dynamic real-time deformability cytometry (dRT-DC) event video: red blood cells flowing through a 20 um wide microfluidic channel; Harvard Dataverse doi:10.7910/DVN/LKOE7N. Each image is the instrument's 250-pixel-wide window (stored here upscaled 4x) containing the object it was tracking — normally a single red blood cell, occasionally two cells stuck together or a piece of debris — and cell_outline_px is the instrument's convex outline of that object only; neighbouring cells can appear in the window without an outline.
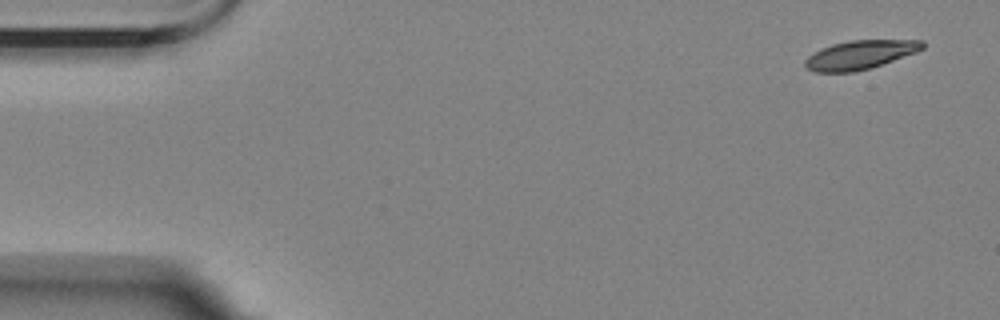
{"species": "Egyptian fruit bat (a non-hibernating species)", "species_latin": "Rousettus aegyptiacus", "temperature_condition": "room temperature", "stored_images_in_passage": 6, "segment_of_instrument_passage": [1, 2], "camera_frame_rate_fps": 3000, "um_per_image_px": 0.085, "animal": {"sex": "female"}, "frame": {"image": 1, "passage_image": 1, "time_ms": 0.0, "image_size_px": [1000, 320], "cell_outline_px": [[924, 48], [916, 52], [868, 68], [852, 72], [812, 72], [804, 64], [804, 60], [808, 56], [820, 48], [832, 44], [852, 40], [924, 40]], "centroid_in_image_um": [73.06, 4.65], "position_along_channel_um": 11.9, "area_um2": 19.48}}
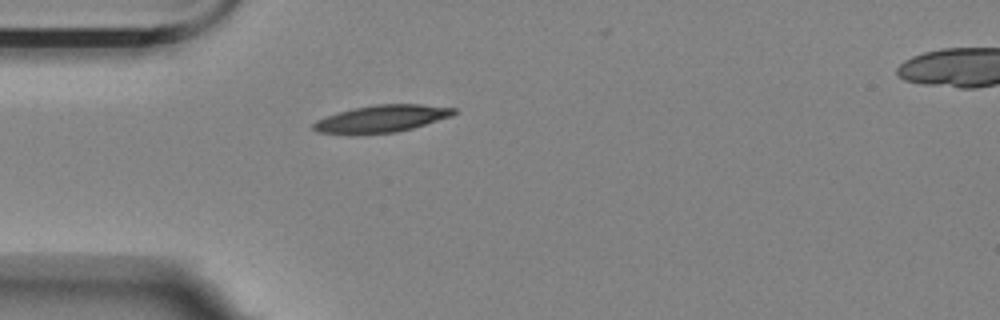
{"frame": {"image": 2, "passage_image": 5, "time_ms": 4.333, "image_size_px": [1000, 320], "cell_outline_px": [[456, 112], [452, 116], [412, 128], [396, 132], [316, 132], [312, 128], [312, 124], [316, 120], [352, 108], [376, 104], [420, 104], [456, 108]], "centroid_in_image_um": [32.5, 10.05], "position_along_channel_um": 52.5, "area_um2": 21.44}}